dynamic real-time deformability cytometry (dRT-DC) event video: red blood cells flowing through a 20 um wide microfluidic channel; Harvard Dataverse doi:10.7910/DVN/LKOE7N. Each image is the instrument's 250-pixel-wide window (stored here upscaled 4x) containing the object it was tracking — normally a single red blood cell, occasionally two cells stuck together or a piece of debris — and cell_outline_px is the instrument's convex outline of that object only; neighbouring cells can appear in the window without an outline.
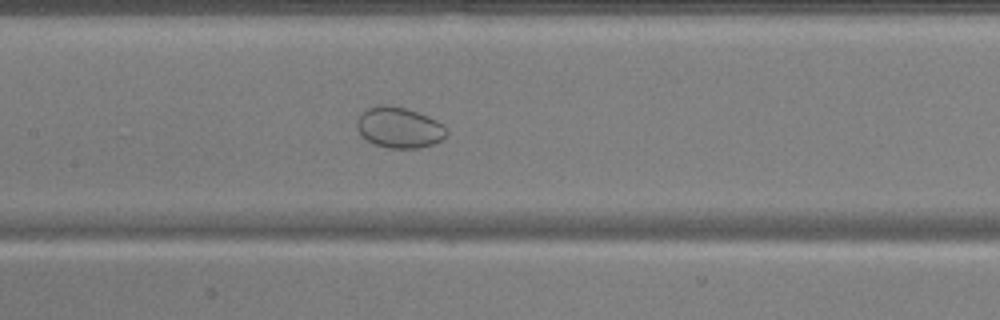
{"species": "common noctule bat (a hibernating species)", "species_latin": "Nyctalus noctula", "temperature_condition": "warm", "stored_images_in_passage": 49, "camera_frame_rate_fps": 3000, "um_per_image_px": 0.085, "animal": {"sex": "male", "body_mass_g": 17.9, "forearm_length_mm": 54.2}, "frame": {"image": 1, "passage_image": 22, "time_ms": 7.0, "image_size_px": [1000, 320], "cell_outline_px": [[448, 132], [440, 140], [432, 144], [420, 148], [388, 148], [376, 144], [360, 136], [356, 128], [356, 120], [364, 108], [380, 104], [384, 104], [404, 108], [428, 116], [444, 124]], "centroid_in_image_um": [33.88, 10.83], "position_along_channel_um": 173.5, "area_um2": 21.44}}
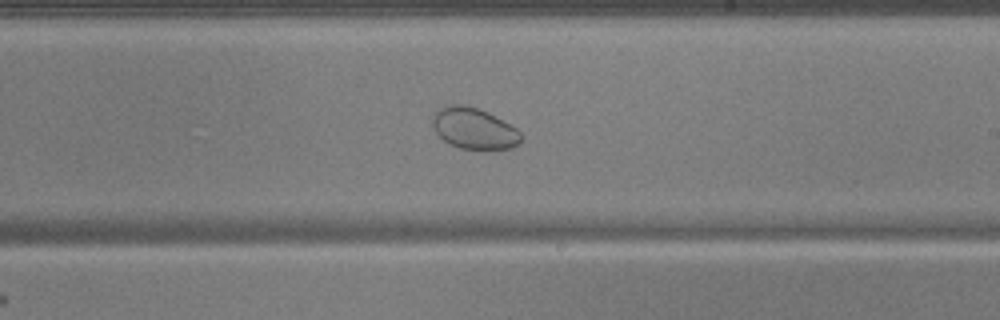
{"frame": {"image": 2, "passage_image": 28, "time_ms": 9.0, "image_size_px": [1000, 320], "cell_outline_px": [[524, 136], [520, 144], [512, 148], [484, 152], [460, 148], [444, 140], [432, 128], [432, 116], [440, 108], [452, 104], [460, 104], [476, 108], [516, 128]], "centroid_in_image_um": [40.31, 10.99], "position_along_channel_um": 248.7, "area_um2": 21.44}}
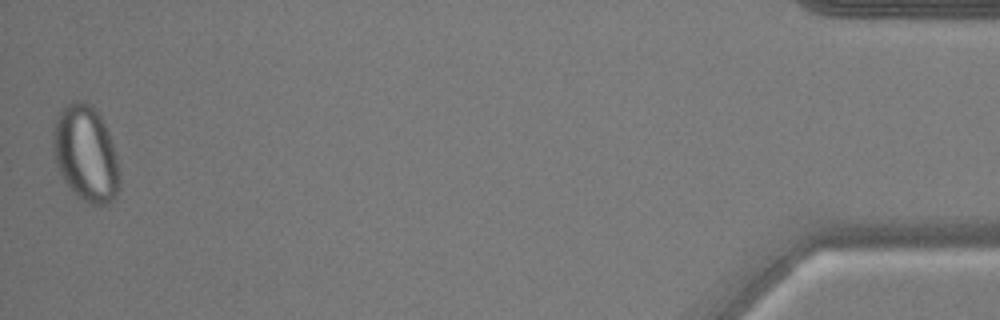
{"frame": {"image": 3, "passage_image": 49, "time_ms": 16.0, "image_size_px": [1000, 320], "cell_outline_px": [[120, 188], [116, 196], [112, 200], [104, 204], [92, 204], [84, 200], [72, 192], [64, 180], [56, 164], [52, 148], [52, 140], [56, 120], [60, 112], [68, 104], [76, 100], [80, 100], [88, 104], [100, 116], [108, 132], [112, 144], [120, 176]], "centroid_in_image_um": [7.28, 13.09], "position_along_channel_um": 427.9, "area_um2": 36.53}}